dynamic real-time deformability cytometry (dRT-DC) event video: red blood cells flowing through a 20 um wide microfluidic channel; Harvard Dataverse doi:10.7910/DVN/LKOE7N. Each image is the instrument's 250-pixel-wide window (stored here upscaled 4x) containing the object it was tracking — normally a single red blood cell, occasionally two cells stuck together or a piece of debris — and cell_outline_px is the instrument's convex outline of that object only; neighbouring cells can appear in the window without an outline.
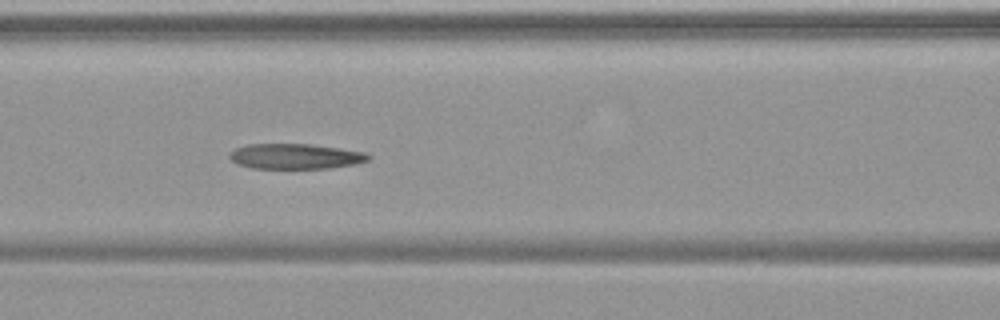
{"species": "common noctule bat (a hibernating species)", "species_latin": "Nyctalus noctula", "temperature_condition": "warm", "stored_images_in_passage": 40, "camera_frame_rate_fps": 3000, "um_per_image_px": 0.085, "animal": {"sex": "female", "body_mass_g": 19.9}, "frame": {"image": 1, "passage_image": 9, "time_ms": 2.667, "image_size_px": [1000, 320], "cell_outline_px": [[372, 156], [368, 160], [356, 164], [332, 168], [252, 168], [236, 164], [228, 156], [228, 152], [236, 148], [248, 144], [312, 144], [340, 148], [364, 152]], "centroid_in_image_um": [25.1, 13.29], "position_along_channel_um": 141.5, "area_um2": 20.58}}
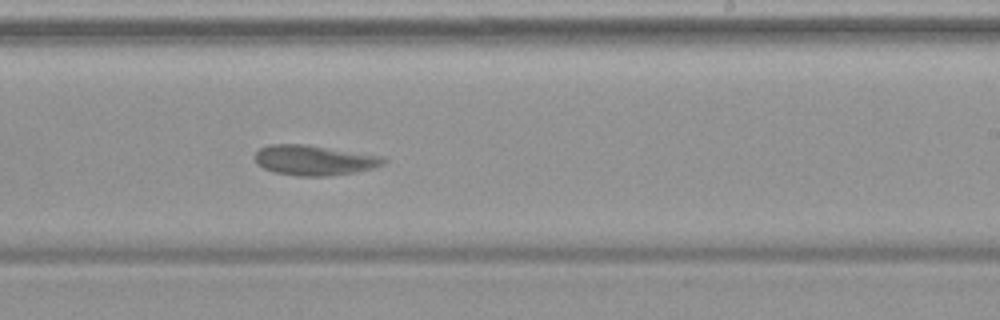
{"frame": {"image": 2, "passage_image": 19, "time_ms": 6.0, "image_size_px": [1000, 320], "cell_outline_px": [[388, 160], [384, 164], [372, 168], [356, 172], [328, 176], [296, 176], [272, 172], [256, 164], [252, 156], [260, 148], [268, 144], [304, 144], [384, 156]], "centroid_in_image_um": [26.67, 13.62], "position_along_channel_um": 262.3, "area_um2": 22.89}}
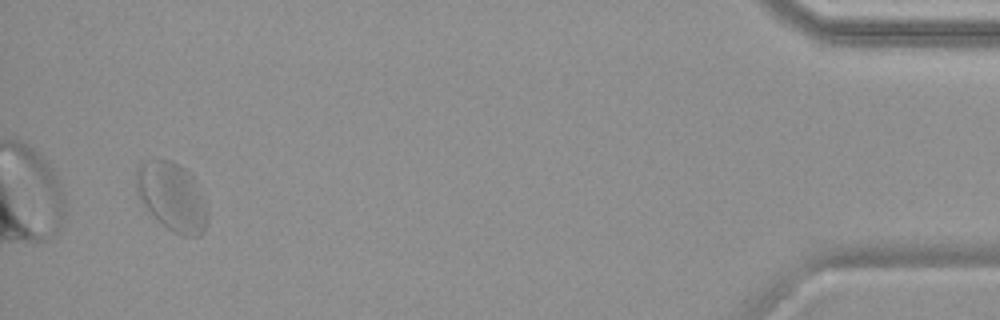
{"frame": {"image": 3, "passage_image": 38, "time_ms": 12.333, "image_size_px": [1000, 320], "cell_outline_px": [[208, 224], [204, 232], [200, 236], [184, 236], [172, 232], [156, 220], [152, 216], [140, 200], [136, 192], [136, 168], [140, 160], [172, 160], [184, 168], [192, 176], [208, 204]], "centroid_in_image_um": [14.63, 16.74], "position_along_channel_um": 420.6, "area_um2": 29.19}, "authors_computed_cell_mechanics": {"area_um2": 22.5998, "velocity_mm_per_s": 3.6406, "shape_relaxation_time_tau1_ms": 10.386, "shape_relaxation_time_tau2_ms": 1.6309, "deformation_change_tau1": 0.2315, "deformation_change_tau2": 0.069}}